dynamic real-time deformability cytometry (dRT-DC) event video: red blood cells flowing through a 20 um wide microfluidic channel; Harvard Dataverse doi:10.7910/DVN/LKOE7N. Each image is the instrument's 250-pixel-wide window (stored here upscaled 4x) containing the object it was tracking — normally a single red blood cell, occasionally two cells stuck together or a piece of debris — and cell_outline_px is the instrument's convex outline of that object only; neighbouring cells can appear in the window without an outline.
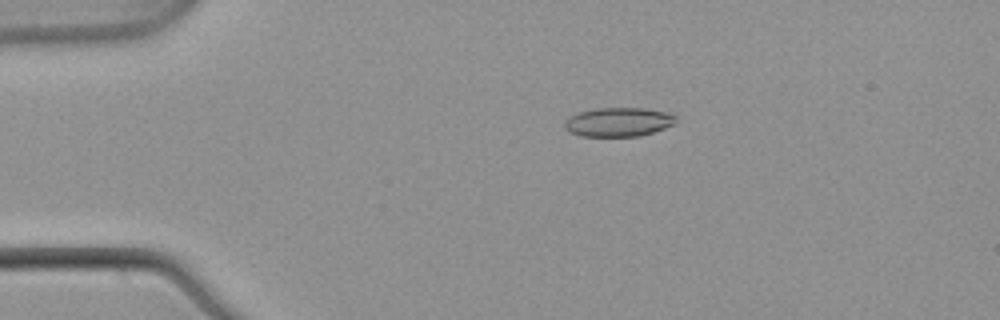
{"species": "common noctule bat (a hibernating species)", "species_latin": "Nyctalus noctula", "temperature_condition": "warm", "stored_images_in_passage": 45, "camera_frame_rate_fps": 3000, "um_per_image_px": 0.085, "animal": {"sex": "male", "body_mass_g": 21.5, "forearm_length_mm": 52.0}, "frame": {"image": 1, "passage_image": 3, "time_ms": 0.667, "image_size_px": [1000, 320], "cell_outline_px": [[676, 124], [640, 136], [580, 136], [568, 132], [564, 128], [564, 120], [568, 116], [576, 112], [596, 108], [644, 108], [668, 112], [676, 116]], "centroid_in_image_um": [52.52, 10.36], "position_along_channel_um": 32.5, "area_um2": 19.13}}
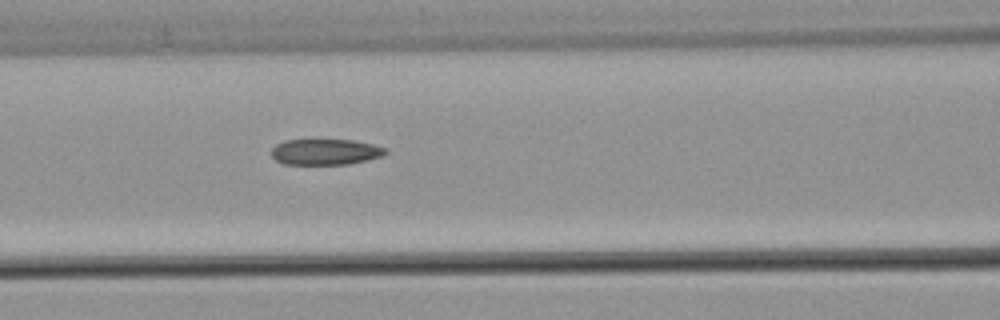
{"frame": {"image": 2, "passage_image": 15, "time_ms": 4.667, "image_size_px": [1000, 320], "cell_outline_px": [[388, 152], [384, 156], [368, 160], [348, 164], [284, 164], [276, 160], [272, 156], [272, 148], [276, 144], [284, 140], [352, 140], [372, 144], [388, 148]], "centroid_in_image_um": [27.7, 12.91], "position_along_channel_um": 138.9, "area_um2": 17.28}}
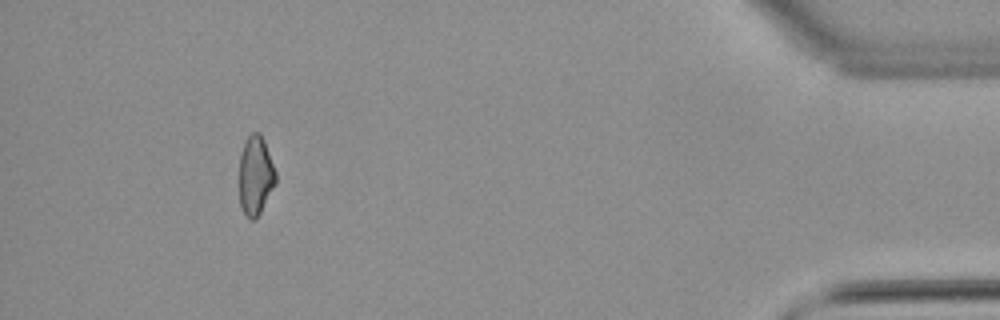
{"frame": {"image": 3, "passage_image": 41, "time_ms": 13.333, "image_size_px": [1000, 320], "cell_outline_px": [[276, 184], [260, 212], [252, 220], [244, 212], [240, 204], [240, 152], [244, 140], [252, 132], [260, 132], [264, 140], [276, 172]], "centroid_in_image_um": [21.72, 14.86], "position_along_channel_um": 413.5, "area_um2": 16.7}, "authors_computed_cell_mechanics": {"area_um2": 17.918, "velocity_mm_per_s": 3.9048, "shape_relaxation_time_tau1_ms": null, "shape_relaxation_time_tau2_ms": 3.1493, "deformation_change_tau1": null, "deformation_change_tau2": 0.115}}